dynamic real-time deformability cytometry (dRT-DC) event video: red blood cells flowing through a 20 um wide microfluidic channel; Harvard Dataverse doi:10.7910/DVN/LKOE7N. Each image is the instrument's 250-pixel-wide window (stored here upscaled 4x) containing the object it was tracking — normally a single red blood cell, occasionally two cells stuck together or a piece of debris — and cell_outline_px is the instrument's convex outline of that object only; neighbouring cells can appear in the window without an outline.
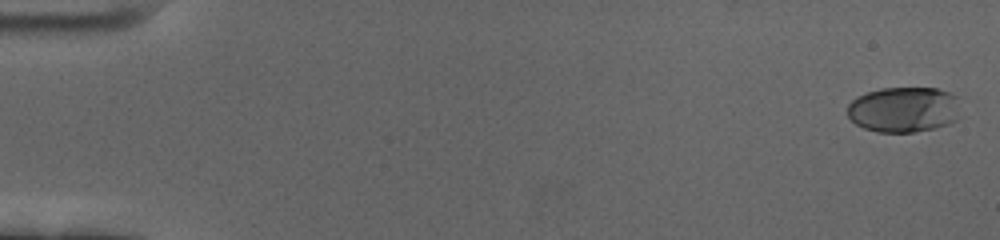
{"species": "human", "species_latin": "Homo sapiens", "temperature_condition": "cold", "stored_images_in_passage": 60, "camera_frame_rate_fps": 3000, "um_per_image_px": 0.085, "donor": {"sex": "female"}, "frame": {"image": 1, "passage_image": 1, "time_ms": 0.0, "image_size_px": [1000, 240], "cell_outline_px": [[956, 120], [948, 124], [936, 128], [912, 132], [876, 132], [864, 128], [856, 124], [848, 116], [848, 104], [856, 96], [880, 88], [936, 88], [948, 92], [956, 96]], "centroid_in_image_um": [76.76, 9.31], "position_along_channel_um": 8.2, "area_um2": 29.77}}
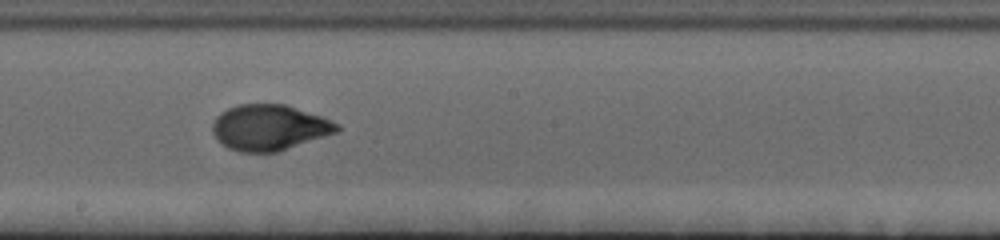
{"frame": {"image": 2, "passage_image": 34, "time_ms": 11.0, "image_size_px": [1000, 240], "cell_outline_px": [[340, 132], [276, 152], [240, 152], [228, 148], [220, 144], [212, 132], [212, 124], [216, 116], [220, 112], [228, 108], [240, 104], [284, 104], [320, 116], [340, 124]], "centroid_in_image_um": [22.88, 10.85], "position_along_channel_um": 225.3, "area_um2": 33.29}}
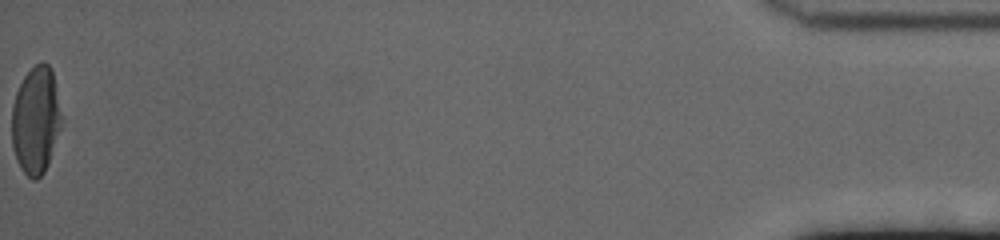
{"frame": {"image": 3, "passage_image": 60, "time_ms": 19.667, "image_size_px": [1000, 240], "cell_outline_px": [[60, 128], [48, 164], [44, 172], [36, 180], [32, 180], [24, 172], [16, 160], [12, 144], [12, 108], [16, 92], [24, 76], [36, 64], [48, 64], [52, 72], [60, 116]], "centroid_in_image_um": [3.01, 10.27], "position_along_channel_um": 432.2, "area_um2": 30.29}, "authors_computed_cell_mechanics": {"area_um2": 31.7322, "velocity_mm_per_s": 3.438, "shape_relaxation_time_tau1_ms": 3.6693, "shape_relaxation_time_tau2_ms": 0.8869, "deformation_change_tau1": 0.2048, "deformation_change_tau2": 0.0479}}